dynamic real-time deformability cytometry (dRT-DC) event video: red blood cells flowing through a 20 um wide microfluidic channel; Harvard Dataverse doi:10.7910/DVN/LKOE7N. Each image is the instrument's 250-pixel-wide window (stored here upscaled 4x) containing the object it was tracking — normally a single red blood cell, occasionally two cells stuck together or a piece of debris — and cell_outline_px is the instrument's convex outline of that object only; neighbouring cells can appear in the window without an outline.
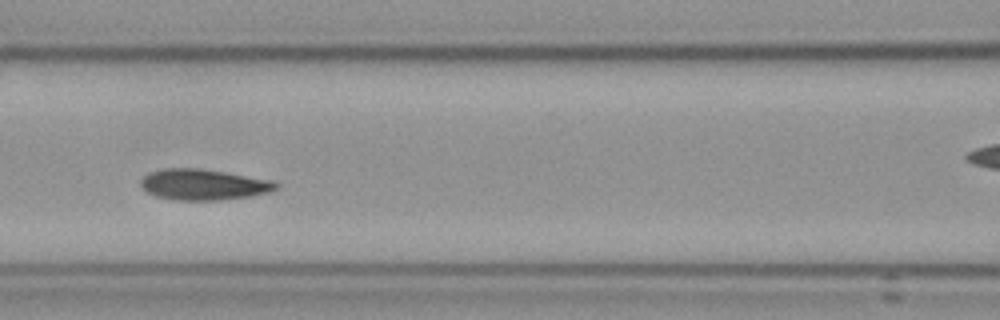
{"species": "Egyptian fruit bat (a non-hibernating species)", "species_latin": "Rousettus aegyptiacus", "temperature_condition": "cold", "stored_images_in_passage": 16, "camera_frame_rate_fps": 3000, "um_per_image_px": 0.085, "frame": {"image": 1, "passage_image": 7, "time_ms": 7.0, "image_size_px": [1000, 320], "cell_outline_px": [[280, 188], [268, 192], [252, 196], [224, 200], [176, 200], [156, 196], [144, 192], [140, 188], [140, 180], [144, 176], [152, 172], [164, 168], [200, 168], [272, 180], [280, 184]], "centroid_in_image_um": [17.29, 15.7], "position_along_channel_um": 149.3, "area_um2": 24.57}}
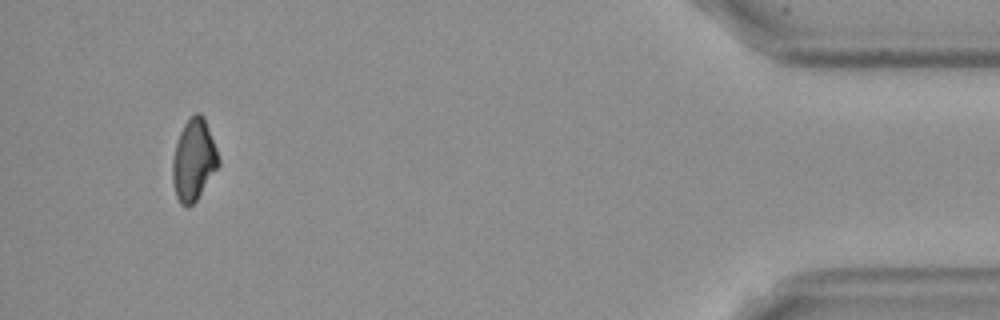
{"frame": {"image": 2, "passage_image": 16, "time_ms": 18.333, "image_size_px": [1000, 320], "cell_outline_px": [[220, 164], [196, 200], [192, 204], [180, 204], [176, 196], [172, 180], [172, 160], [176, 144], [180, 132], [184, 124], [196, 112], [200, 112], [204, 116], [216, 148], [220, 160]], "centroid_in_image_um": [16.46, 13.57], "position_along_channel_um": 418.7, "area_um2": 21.56}, "authors_computed_cell_mechanics": {"area_um2": 22.7732, "velocity_mm_per_s": 3.5412, "shape_relaxation_time_tau1_ms": 8.9363, "shape_relaxation_time_tau2_ms": null, "deformation_change_tau1": 0.1572, "deformation_change_tau2": null}}